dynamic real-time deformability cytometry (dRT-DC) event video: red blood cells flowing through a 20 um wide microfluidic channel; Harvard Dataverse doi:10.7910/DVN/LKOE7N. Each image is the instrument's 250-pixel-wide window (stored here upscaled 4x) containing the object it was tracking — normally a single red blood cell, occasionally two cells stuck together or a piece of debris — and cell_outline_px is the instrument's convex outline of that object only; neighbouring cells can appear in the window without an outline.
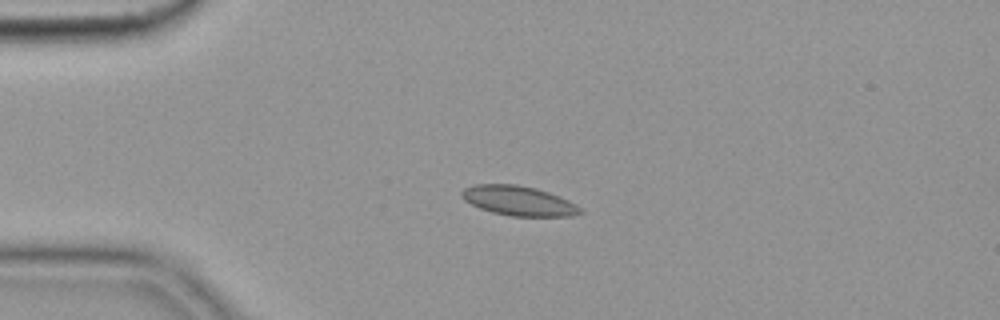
{"species": "common noctule bat (a hibernating species)", "species_latin": "Nyctalus noctula", "temperature_condition": "cold", "stored_images_in_passage": 43, "camera_frame_rate_fps": 3000, "um_per_image_px": 0.085, "animal": {"sex": "female", "body_mass_g": 19.9}, "frame": {"image": 1, "passage_image": 1, "time_ms": 0.0, "image_size_px": [1000, 320], "cell_outline_px": [[584, 212], [572, 216], [512, 216], [492, 212], [480, 208], [464, 200], [460, 196], [460, 192], [464, 188], [476, 184], [516, 184], [536, 188], [548, 192], [568, 200], [584, 208]], "centroid_in_image_um": [44.1, 17.06], "position_along_channel_um": 40.9, "area_um2": 20.58}}
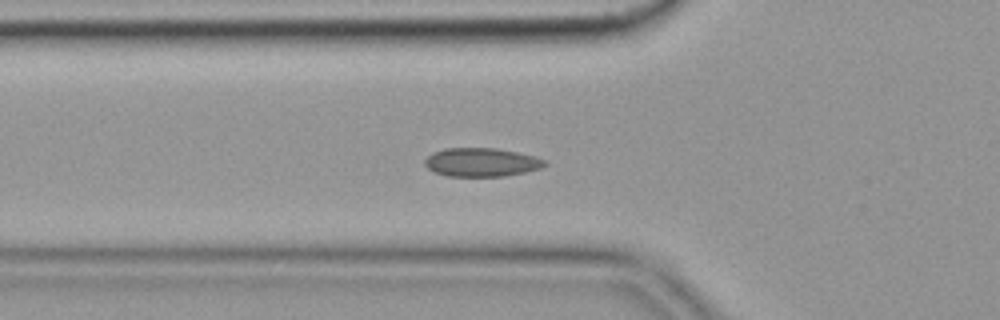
{"frame": {"image": 2, "passage_image": 7, "time_ms": 2.0, "image_size_px": [1000, 320], "cell_outline_px": [[548, 164], [540, 168], [524, 172], [504, 176], [448, 176], [436, 172], [428, 168], [424, 164], [424, 160], [432, 152], [444, 148], [496, 148], [516, 152], [532, 156], [544, 160]], "centroid_in_image_um": [40.89, 13.79], "position_along_channel_um": 84.9, "area_um2": 19.83}}
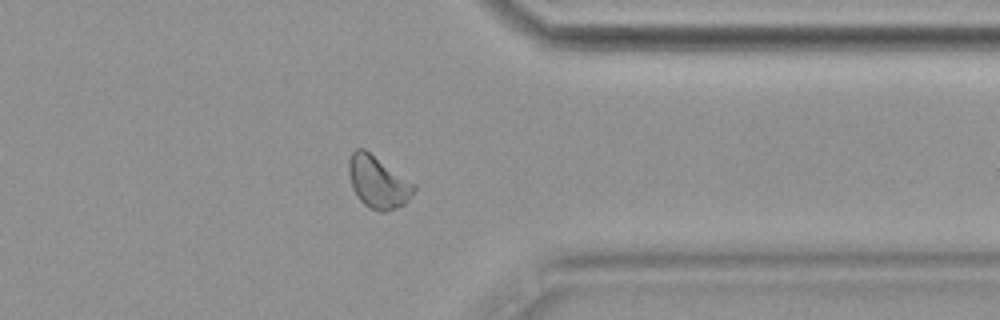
{"frame": {"image": 3, "passage_image": 32, "time_ms": 10.333, "image_size_px": [1000, 320], "cell_outline_px": [[416, 188], [412, 196], [404, 204], [384, 212], [380, 212], [368, 208], [356, 196], [352, 188], [348, 172], [348, 160], [352, 152], [356, 148], [364, 148], [416, 184]], "centroid_in_image_um": [32.12, 15.47], "position_along_channel_um": 379.3, "area_um2": 20.0}}